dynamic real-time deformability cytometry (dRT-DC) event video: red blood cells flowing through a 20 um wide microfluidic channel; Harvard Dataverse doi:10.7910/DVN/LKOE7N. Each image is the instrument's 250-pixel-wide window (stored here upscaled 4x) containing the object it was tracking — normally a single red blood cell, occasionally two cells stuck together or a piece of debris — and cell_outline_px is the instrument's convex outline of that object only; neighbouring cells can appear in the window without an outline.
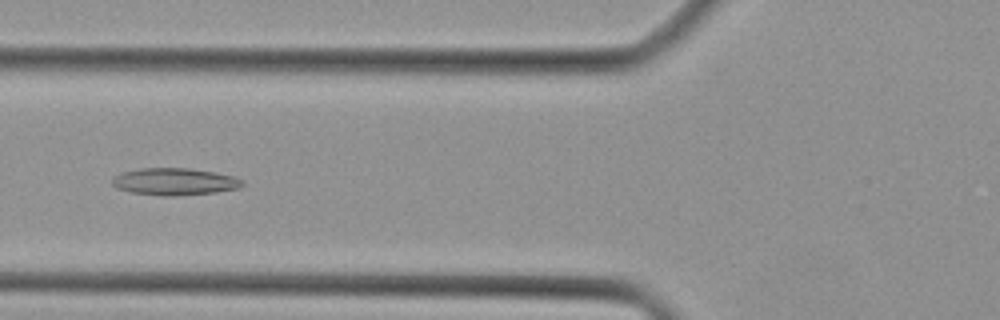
{"species": "Egyptian fruit bat (a non-hibernating species)", "species_latin": "Rousettus aegyptiacus", "temperature_condition": "cold", "stored_images_in_passage": 44, "camera_frame_rate_fps": 3000, "um_per_image_px": 0.085, "animal": {"sex": "female"}, "frame": {"image": 1, "passage_image": 17, "time_ms": 5.333, "image_size_px": [1000, 320], "cell_outline_px": [[244, 184], [240, 188], [216, 192], [172, 196], [164, 196], [132, 192], [116, 188], [112, 184], [112, 180], [116, 176], [124, 172], [140, 168], [188, 168], [236, 176], [244, 180]], "centroid_in_image_um": [14.89, 15.44], "position_along_channel_um": 110.9, "area_um2": 20.46}}
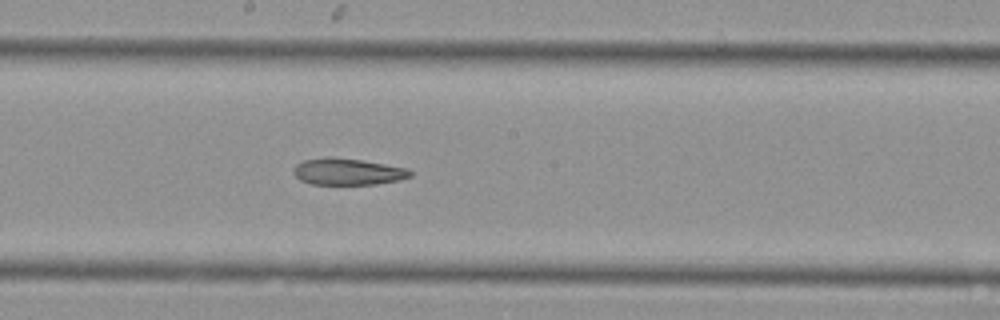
{"frame": {"image": 2, "passage_image": 24, "time_ms": 7.667, "image_size_px": [1000, 320], "cell_outline_px": [[412, 176], [400, 180], [376, 184], [312, 184], [300, 180], [292, 172], [296, 164], [304, 160], [328, 156], [332, 156], [364, 160], [408, 168], [412, 172]], "centroid_in_image_um": [29.57, 14.58], "position_along_channel_um": 218.6, "area_um2": 18.32}}
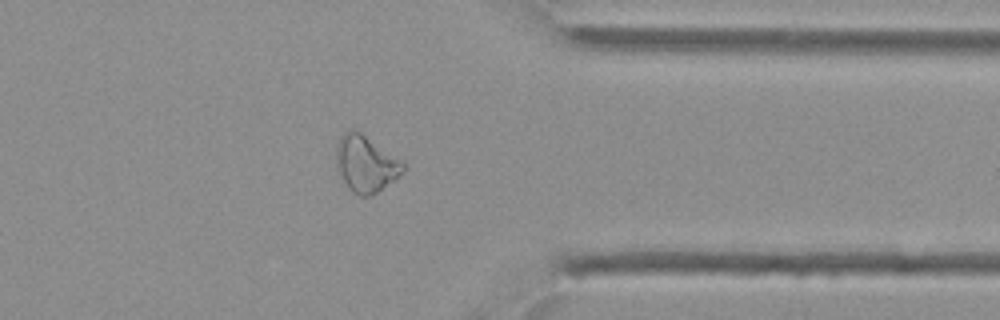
{"frame": {"image": 3, "passage_image": 35, "time_ms": 11.333, "image_size_px": [1000, 320], "cell_outline_px": [[404, 168], [392, 180], [372, 196], [360, 196], [352, 192], [336, 168], [336, 144], [340, 136], [344, 132], [352, 128], [360, 132], [400, 160], [404, 164]], "centroid_in_image_um": [31.02, 13.91], "position_along_channel_um": 380.4, "area_um2": 21.44}}